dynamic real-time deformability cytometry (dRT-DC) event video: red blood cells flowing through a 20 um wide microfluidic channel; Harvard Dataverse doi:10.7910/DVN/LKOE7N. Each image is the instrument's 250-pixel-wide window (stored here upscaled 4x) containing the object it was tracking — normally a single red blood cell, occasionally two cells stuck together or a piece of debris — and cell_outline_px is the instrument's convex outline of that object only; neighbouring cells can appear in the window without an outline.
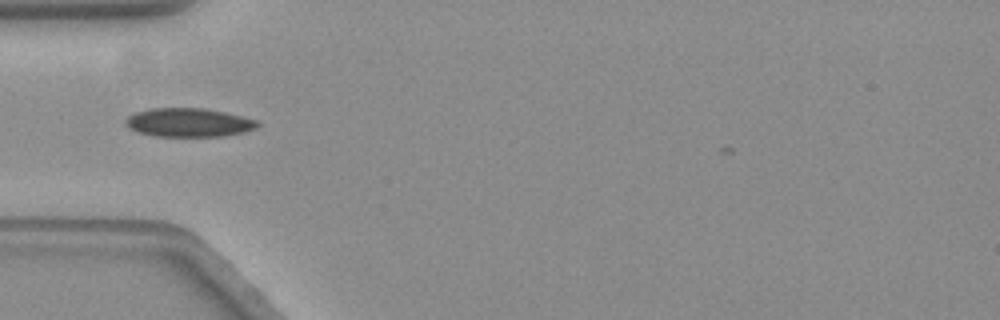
{"species": "common noctule bat (a hibernating species)", "species_latin": "Nyctalus noctula", "temperature_condition": "warm", "stored_images_in_passage": 38, "camera_frame_rate_fps": 3000, "um_per_image_px": 0.085, "animal": {"sex": "female", "body_mass_g": 19.3, "forearm_length_mm": 54.1}, "frame": {"image": 1, "passage_image": 2, "time_ms": 0.333, "image_size_px": [1000, 320], "cell_outline_px": [[260, 124], [256, 128], [244, 132], [224, 136], [152, 136], [136, 132], [128, 128], [124, 124], [124, 120], [128, 116], [136, 112], [152, 108], [204, 108], [224, 112], [256, 120]], "centroid_in_image_um": [15.99, 10.42], "position_along_channel_um": 69.0, "area_um2": 22.14}, "authors_computed_cell_mechanics": {"area_um2": 21.5016, "velocity_mm_per_s": 3.5397, "shape_relaxation_time_tau1_ms": 6.292, "shape_relaxation_time_tau2_ms": 3.9035, "deformation_change_tau1": 0.1616, "deformation_change_tau2": 0.056}}